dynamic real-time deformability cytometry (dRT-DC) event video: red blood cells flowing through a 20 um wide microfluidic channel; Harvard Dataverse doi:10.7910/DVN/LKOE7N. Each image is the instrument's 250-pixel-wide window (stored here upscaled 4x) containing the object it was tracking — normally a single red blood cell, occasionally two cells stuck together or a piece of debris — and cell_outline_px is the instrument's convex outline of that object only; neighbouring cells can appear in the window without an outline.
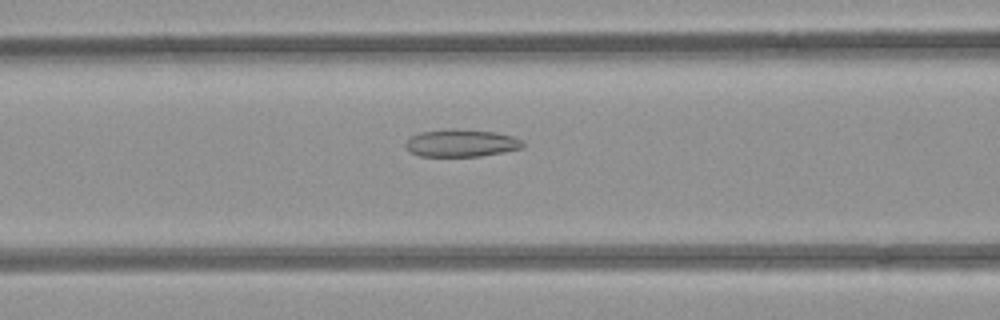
{"species": "common noctule bat (a hibernating species)", "species_latin": "Nyctalus noctula", "temperature_condition": "room temperature", "stored_images_in_passage": 36, "camera_frame_rate_fps": 3000, "um_per_image_px": 0.085, "animal": {"sex": "female", "body_mass_g": 21.9}, "frame": {"image": 1, "passage_image": 10, "time_ms": 3.0, "image_size_px": [1000, 320], "cell_outline_px": [[524, 144], [520, 148], [504, 152], [480, 156], [420, 156], [412, 152], [404, 144], [412, 136], [420, 132], [448, 128], [452, 128], [496, 132], [512, 136], [520, 140]], "centroid_in_image_um": [39.2, 12.15], "position_along_channel_um": 127.4, "area_um2": 18.61}}
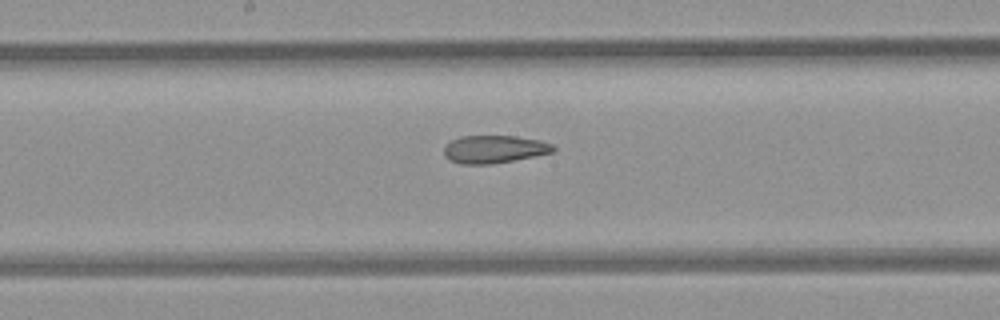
{"frame": {"image": 2, "passage_image": 16, "time_ms": 5.0, "image_size_px": [1000, 320], "cell_outline_px": [[556, 148], [552, 152], [492, 164], [460, 164], [448, 160], [444, 156], [444, 148], [452, 140], [460, 136], [516, 136], [540, 140], [552, 144]], "centroid_in_image_um": [41.97, 12.68], "position_along_channel_um": 206.2, "area_um2": 17.57}}
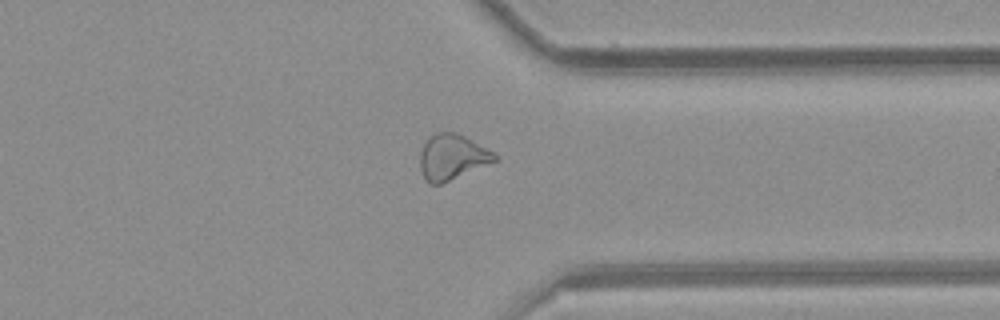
{"frame": {"image": 3, "passage_image": 29, "time_ms": 9.333, "image_size_px": [1000, 320], "cell_outline_px": [[500, 160], [440, 184], [432, 184], [424, 176], [420, 168], [420, 152], [428, 136], [436, 132], [456, 132], [472, 140], [500, 156]], "centroid_in_image_um": [38.46, 13.33], "position_along_channel_um": 372.9, "area_um2": 19.77}}